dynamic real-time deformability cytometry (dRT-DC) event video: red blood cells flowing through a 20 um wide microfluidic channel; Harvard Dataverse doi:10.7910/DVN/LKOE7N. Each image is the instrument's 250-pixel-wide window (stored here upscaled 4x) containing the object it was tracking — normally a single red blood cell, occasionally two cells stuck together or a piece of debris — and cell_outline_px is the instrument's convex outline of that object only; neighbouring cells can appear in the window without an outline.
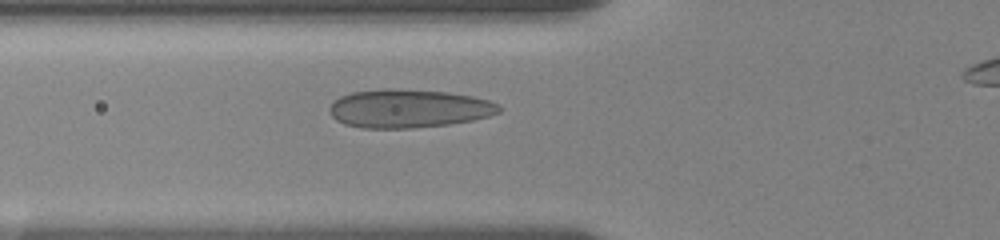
{"species": "human", "species_latin": "Homo sapiens", "temperature_condition": "room temperature", "stored_images_in_passage": 38, "camera_frame_rate_fps": 3000, "um_per_image_px": 0.085, "donor": {"sex": "female"}, "frame": {"image": 1, "passage_image": 10, "time_ms": 4.667, "image_size_px": [1000, 240], "cell_outline_px": [[500, 112], [488, 116], [472, 120], [448, 124], [412, 128], [364, 128], [344, 124], [336, 120], [328, 112], [328, 108], [340, 96], [352, 92], [384, 88], [392, 88], [448, 92], [472, 96], [488, 100], [496, 104], [500, 108]], "centroid_in_image_um": [34.69, 9.22], "position_along_channel_um": 91.1, "area_um2": 37.92}}
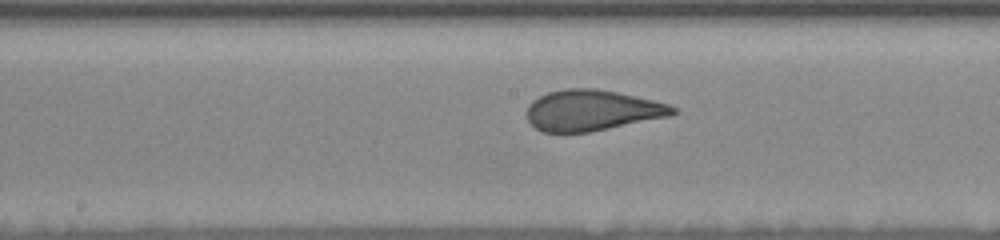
{"frame": {"image": 2, "passage_image": 19, "time_ms": 7.667, "image_size_px": [1000, 240], "cell_outline_px": [[676, 112], [672, 116], [588, 132], [544, 132], [536, 128], [528, 120], [528, 104], [532, 100], [548, 92], [564, 88], [596, 88], [616, 92], [652, 100], [668, 104], [676, 108]], "centroid_in_image_um": [50.32, 9.37], "position_along_channel_um": 197.9, "area_um2": 34.51}}
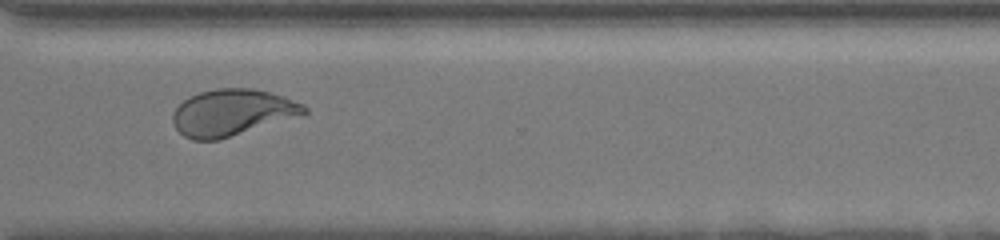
{"frame": {"image": 3, "passage_image": 30, "time_ms": 12.0, "image_size_px": [1000, 240], "cell_outline_px": [[308, 112], [216, 140], [192, 140], [184, 136], [176, 128], [172, 120], [172, 112], [184, 100], [200, 92], [216, 88], [252, 88], [284, 96], [304, 104], [308, 108]], "centroid_in_image_um": [19.69, 9.54], "position_along_channel_um": 350.9, "area_um2": 34.85}}